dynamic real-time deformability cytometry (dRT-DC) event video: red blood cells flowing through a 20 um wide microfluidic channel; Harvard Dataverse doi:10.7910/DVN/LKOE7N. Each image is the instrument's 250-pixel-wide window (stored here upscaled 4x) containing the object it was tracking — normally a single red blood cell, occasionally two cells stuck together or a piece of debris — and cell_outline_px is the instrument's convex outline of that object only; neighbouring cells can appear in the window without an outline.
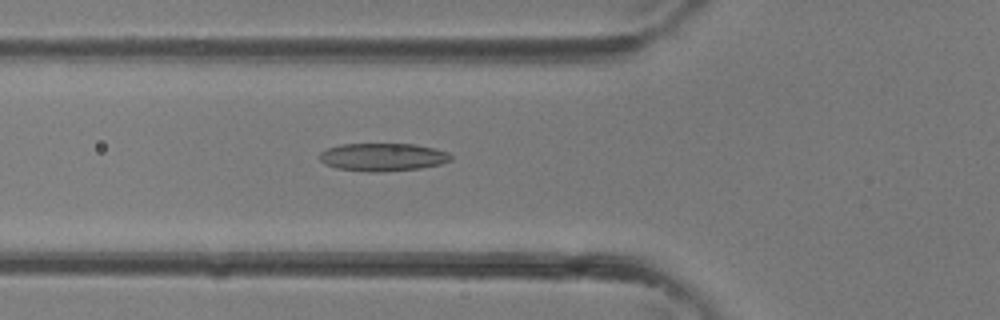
{"species": "common noctule bat (a hibernating species)", "species_latin": "Nyctalus noctula", "temperature_condition": "room temperature", "stored_images_in_passage": 29, "camera_frame_rate_fps": 3000, "um_per_image_px": 0.085, "animal": {"sex": "female"}, "frame": {"image": 1, "passage_image": 12, "time_ms": 3.667, "image_size_px": [1000, 320], "cell_outline_px": [[452, 160], [440, 164], [420, 168], [380, 172], [372, 172], [336, 168], [324, 164], [320, 160], [320, 152], [328, 148], [340, 144], [416, 144], [448, 152], [452, 156]], "centroid_in_image_um": [32.53, 13.35], "position_along_channel_um": 93.3, "area_um2": 21.33}}
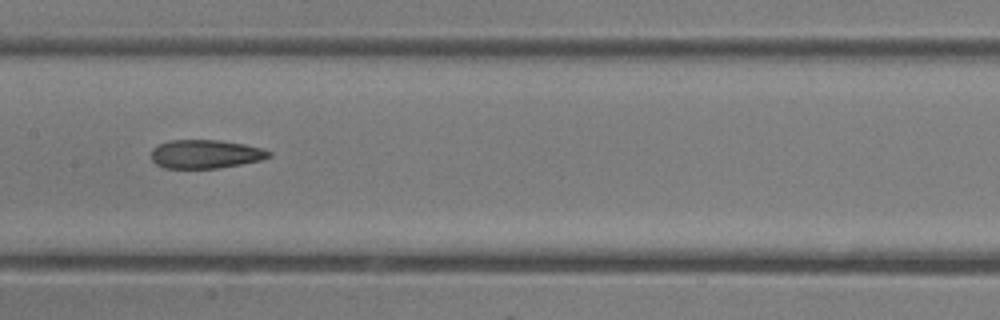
{"frame": {"image": 2, "passage_image": 17, "time_ms": 5.333, "image_size_px": [1000, 320], "cell_outline_px": [[272, 156], [260, 160], [220, 168], [164, 168], [156, 164], [152, 160], [152, 148], [168, 140], [220, 140], [244, 144], [264, 148], [272, 152]], "centroid_in_image_um": [17.49, 13.09], "position_along_channel_um": 189.9, "area_um2": 19.71}}
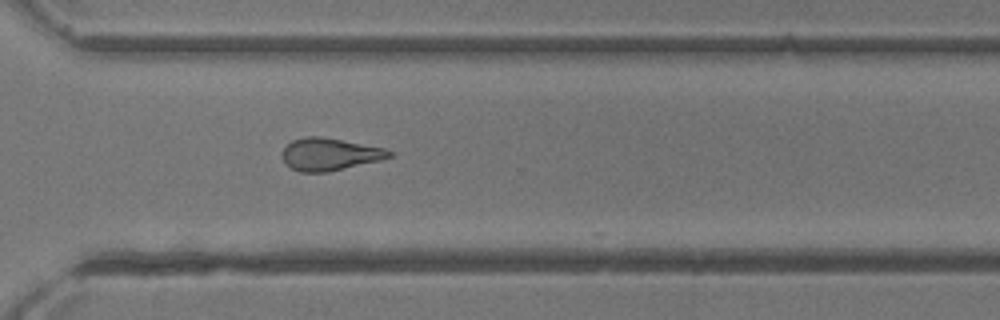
{"frame": {"image": 3, "passage_image": 25, "time_ms": 8.0, "image_size_px": [1000, 320], "cell_outline_px": [[392, 156], [380, 160], [328, 172], [300, 172], [292, 168], [280, 156], [280, 152], [292, 140], [304, 136], [320, 136], [384, 148], [392, 152]], "centroid_in_image_um": [27.98, 13.11], "position_along_channel_um": 342.6, "area_um2": 20.06}}